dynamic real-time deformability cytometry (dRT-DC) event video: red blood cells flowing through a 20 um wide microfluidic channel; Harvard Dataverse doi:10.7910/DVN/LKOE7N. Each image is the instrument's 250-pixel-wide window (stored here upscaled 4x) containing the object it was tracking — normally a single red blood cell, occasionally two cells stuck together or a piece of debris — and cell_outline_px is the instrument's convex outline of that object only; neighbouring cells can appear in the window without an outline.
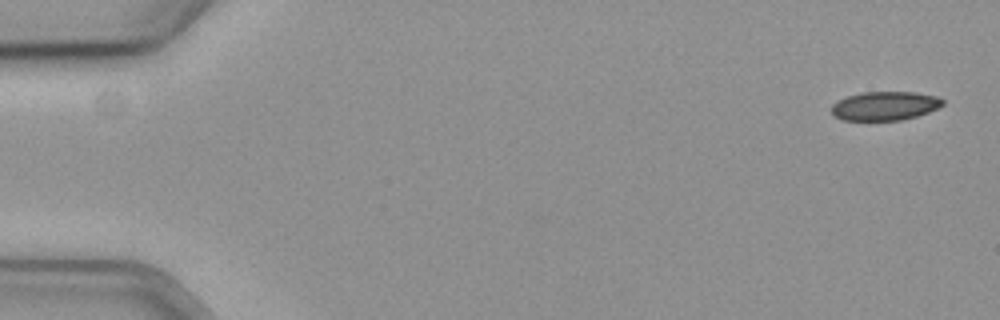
{"species": "common noctule bat (a hibernating species)", "species_latin": "Nyctalus noctula", "temperature_condition": "cold", "stored_images_in_passage": 6, "camera_frame_rate_fps": 3000, "um_per_image_px": 0.085, "animal": {"sex": "female", "body_mass_g": 19.3, "forearm_length_mm": 54.1}, "frame": {"image": 1, "passage_image": 1, "time_ms": 0.0, "image_size_px": [1000, 320], "cell_outline_px": [[944, 104], [928, 112], [916, 116], [900, 120], [844, 120], [836, 116], [832, 112], [832, 104], [848, 96], [864, 92], [916, 92], [936, 96], [944, 100]], "centroid_in_image_um": [75.24, 8.99], "position_along_channel_um": 9.8, "area_um2": 18.44}}